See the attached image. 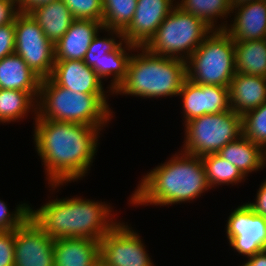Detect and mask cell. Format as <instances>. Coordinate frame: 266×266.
I'll return each instance as SVG.
<instances>
[{
	"label": "cell",
	"mask_w": 266,
	"mask_h": 266,
	"mask_svg": "<svg viewBox=\"0 0 266 266\" xmlns=\"http://www.w3.org/2000/svg\"><path fill=\"white\" fill-rule=\"evenodd\" d=\"M35 125V146L48 184L57 188L88 173L102 127L44 119H35Z\"/></svg>",
	"instance_id": "1"
},
{
	"label": "cell",
	"mask_w": 266,
	"mask_h": 266,
	"mask_svg": "<svg viewBox=\"0 0 266 266\" xmlns=\"http://www.w3.org/2000/svg\"><path fill=\"white\" fill-rule=\"evenodd\" d=\"M148 173L132 195L131 204L172 205L193 200L211 189L201 157L182 151Z\"/></svg>",
	"instance_id": "2"
},
{
	"label": "cell",
	"mask_w": 266,
	"mask_h": 266,
	"mask_svg": "<svg viewBox=\"0 0 266 266\" xmlns=\"http://www.w3.org/2000/svg\"><path fill=\"white\" fill-rule=\"evenodd\" d=\"M110 213L109 205L80 197L48 201L37 210L30 208V217L54 240L75 237L100 242L118 223Z\"/></svg>",
	"instance_id": "3"
},
{
	"label": "cell",
	"mask_w": 266,
	"mask_h": 266,
	"mask_svg": "<svg viewBox=\"0 0 266 266\" xmlns=\"http://www.w3.org/2000/svg\"><path fill=\"white\" fill-rule=\"evenodd\" d=\"M142 53L130 56L126 77L113 92L139 97L178 96L186 79V61L158 56L140 47Z\"/></svg>",
	"instance_id": "4"
},
{
	"label": "cell",
	"mask_w": 266,
	"mask_h": 266,
	"mask_svg": "<svg viewBox=\"0 0 266 266\" xmlns=\"http://www.w3.org/2000/svg\"><path fill=\"white\" fill-rule=\"evenodd\" d=\"M105 96L72 92L58 86L50 77L42 79L35 119L104 127L112 116Z\"/></svg>",
	"instance_id": "5"
},
{
	"label": "cell",
	"mask_w": 266,
	"mask_h": 266,
	"mask_svg": "<svg viewBox=\"0 0 266 266\" xmlns=\"http://www.w3.org/2000/svg\"><path fill=\"white\" fill-rule=\"evenodd\" d=\"M235 73V43L224 29H213L186 60V78L196 84L228 87Z\"/></svg>",
	"instance_id": "6"
},
{
	"label": "cell",
	"mask_w": 266,
	"mask_h": 266,
	"mask_svg": "<svg viewBox=\"0 0 266 266\" xmlns=\"http://www.w3.org/2000/svg\"><path fill=\"white\" fill-rule=\"evenodd\" d=\"M212 31L204 20L176 5L144 47L152 54L186 61Z\"/></svg>",
	"instance_id": "7"
},
{
	"label": "cell",
	"mask_w": 266,
	"mask_h": 266,
	"mask_svg": "<svg viewBox=\"0 0 266 266\" xmlns=\"http://www.w3.org/2000/svg\"><path fill=\"white\" fill-rule=\"evenodd\" d=\"M185 131L182 151L203 157L217 153L243 134L242 116L232 109L218 114H205L186 122Z\"/></svg>",
	"instance_id": "8"
},
{
	"label": "cell",
	"mask_w": 266,
	"mask_h": 266,
	"mask_svg": "<svg viewBox=\"0 0 266 266\" xmlns=\"http://www.w3.org/2000/svg\"><path fill=\"white\" fill-rule=\"evenodd\" d=\"M15 54L22 57L41 79L49 78L55 64L54 44L30 13L20 12L15 21Z\"/></svg>",
	"instance_id": "9"
},
{
	"label": "cell",
	"mask_w": 266,
	"mask_h": 266,
	"mask_svg": "<svg viewBox=\"0 0 266 266\" xmlns=\"http://www.w3.org/2000/svg\"><path fill=\"white\" fill-rule=\"evenodd\" d=\"M123 42L125 46H123ZM127 48V49H126ZM140 50V47L127 43L124 39H120L119 42L115 41V37L112 38H99L98 33L92 39L88 51L84 56V63L92 68L103 80L112 74L113 80H111V89L109 91L114 92L116 88L122 83L126 77L128 62L130 59L129 52L126 50Z\"/></svg>",
	"instance_id": "10"
},
{
	"label": "cell",
	"mask_w": 266,
	"mask_h": 266,
	"mask_svg": "<svg viewBox=\"0 0 266 266\" xmlns=\"http://www.w3.org/2000/svg\"><path fill=\"white\" fill-rule=\"evenodd\" d=\"M100 260L106 266H153L140 236L128 225L117 223L100 240Z\"/></svg>",
	"instance_id": "11"
},
{
	"label": "cell",
	"mask_w": 266,
	"mask_h": 266,
	"mask_svg": "<svg viewBox=\"0 0 266 266\" xmlns=\"http://www.w3.org/2000/svg\"><path fill=\"white\" fill-rule=\"evenodd\" d=\"M226 234L230 246L248 258L266 249V218L247 205L238 206L229 215Z\"/></svg>",
	"instance_id": "12"
},
{
	"label": "cell",
	"mask_w": 266,
	"mask_h": 266,
	"mask_svg": "<svg viewBox=\"0 0 266 266\" xmlns=\"http://www.w3.org/2000/svg\"><path fill=\"white\" fill-rule=\"evenodd\" d=\"M14 266H54V239L29 217L15 229Z\"/></svg>",
	"instance_id": "13"
},
{
	"label": "cell",
	"mask_w": 266,
	"mask_h": 266,
	"mask_svg": "<svg viewBox=\"0 0 266 266\" xmlns=\"http://www.w3.org/2000/svg\"><path fill=\"white\" fill-rule=\"evenodd\" d=\"M178 95L183 97L185 123L205 114L231 110L228 87L200 85L186 78Z\"/></svg>",
	"instance_id": "14"
},
{
	"label": "cell",
	"mask_w": 266,
	"mask_h": 266,
	"mask_svg": "<svg viewBox=\"0 0 266 266\" xmlns=\"http://www.w3.org/2000/svg\"><path fill=\"white\" fill-rule=\"evenodd\" d=\"M173 1L137 0L133 19L122 32L124 41L137 47H144L176 6Z\"/></svg>",
	"instance_id": "15"
},
{
	"label": "cell",
	"mask_w": 266,
	"mask_h": 266,
	"mask_svg": "<svg viewBox=\"0 0 266 266\" xmlns=\"http://www.w3.org/2000/svg\"><path fill=\"white\" fill-rule=\"evenodd\" d=\"M50 78L72 92L104 94L102 80L83 60H55Z\"/></svg>",
	"instance_id": "16"
},
{
	"label": "cell",
	"mask_w": 266,
	"mask_h": 266,
	"mask_svg": "<svg viewBox=\"0 0 266 266\" xmlns=\"http://www.w3.org/2000/svg\"><path fill=\"white\" fill-rule=\"evenodd\" d=\"M238 8V9H237ZM233 24L219 25L234 41L260 40L266 38V0L246 3L235 8Z\"/></svg>",
	"instance_id": "17"
},
{
	"label": "cell",
	"mask_w": 266,
	"mask_h": 266,
	"mask_svg": "<svg viewBox=\"0 0 266 266\" xmlns=\"http://www.w3.org/2000/svg\"><path fill=\"white\" fill-rule=\"evenodd\" d=\"M99 30H104L102 22L74 19L68 31L54 44L55 60H83Z\"/></svg>",
	"instance_id": "18"
},
{
	"label": "cell",
	"mask_w": 266,
	"mask_h": 266,
	"mask_svg": "<svg viewBox=\"0 0 266 266\" xmlns=\"http://www.w3.org/2000/svg\"><path fill=\"white\" fill-rule=\"evenodd\" d=\"M228 89L231 109L241 116L266 102V77L235 73Z\"/></svg>",
	"instance_id": "19"
},
{
	"label": "cell",
	"mask_w": 266,
	"mask_h": 266,
	"mask_svg": "<svg viewBox=\"0 0 266 266\" xmlns=\"http://www.w3.org/2000/svg\"><path fill=\"white\" fill-rule=\"evenodd\" d=\"M54 266H94L100 260V243L87 238L54 240Z\"/></svg>",
	"instance_id": "20"
},
{
	"label": "cell",
	"mask_w": 266,
	"mask_h": 266,
	"mask_svg": "<svg viewBox=\"0 0 266 266\" xmlns=\"http://www.w3.org/2000/svg\"><path fill=\"white\" fill-rule=\"evenodd\" d=\"M243 134L235 141L227 143L217 154L236 166L246 177L248 173L263 169L266 151Z\"/></svg>",
	"instance_id": "21"
},
{
	"label": "cell",
	"mask_w": 266,
	"mask_h": 266,
	"mask_svg": "<svg viewBox=\"0 0 266 266\" xmlns=\"http://www.w3.org/2000/svg\"><path fill=\"white\" fill-rule=\"evenodd\" d=\"M41 80L22 57L15 53L0 60L1 89L39 93Z\"/></svg>",
	"instance_id": "22"
},
{
	"label": "cell",
	"mask_w": 266,
	"mask_h": 266,
	"mask_svg": "<svg viewBox=\"0 0 266 266\" xmlns=\"http://www.w3.org/2000/svg\"><path fill=\"white\" fill-rule=\"evenodd\" d=\"M30 15L53 44L62 38L74 21L71 11L62 0L36 7Z\"/></svg>",
	"instance_id": "23"
},
{
	"label": "cell",
	"mask_w": 266,
	"mask_h": 266,
	"mask_svg": "<svg viewBox=\"0 0 266 266\" xmlns=\"http://www.w3.org/2000/svg\"><path fill=\"white\" fill-rule=\"evenodd\" d=\"M234 43L236 73L266 77V38Z\"/></svg>",
	"instance_id": "24"
},
{
	"label": "cell",
	"mask_w": 266,
	"mask_h": 266,
	"mask_svg": "<svg viewBox=\"0 0 266 266\" xmlns=\"http://www.w3.org/2000/svg\"><path fill=\"white\" fill-rule=\"evenodd\" d=\"M102 5L104 30L110 34L115 33L119 39H123L122 32L133 19L137 0H102Z\"/></svg>",
	"instance_id": "25"
},
{
	"label": "cell",
	"mask_w": 266,
	"mask_h": 266,
	"mask_svg": "<svg viewBox=\"0 0 266 266\" xmlns=\"http://www.w3.org/2000/svg\"><path fill=\"white\" fill-rule=\"evenodd\" d=\"M38 95L39 93L0 88V122L10 123L20 120L32 108L37 111V106L35 108L33 106L37 105Z\"/></svg>",
	"instance_id": "26"
},
{
	"label": "cell",
	"mask_w": 266,
	"mask_h": 266,
	"mask_svg": "<svg viewBox=\"0 0 266 266\" xmlns=\"http://www.w3.org/2000/svg\"><path fill=\"white\" fill-rule=\"evenodd\" d=\"M201 159L210 188L217 186V184H237L245 178L236 166L220 157L217 153L205 155Z\"/></svg>",
	"instance_id": "27"
},
{
	"label": "cell",
	"mask_w": 266,
	"mask_h": 266,
	"mask_svg": "<svg viewBox=\"0 0 266 266\" xmlns=\"http://www.w3.org/2000/svg\"><path fill=\"white\" fill-rule=\"evenodd\" d=\"M177 6L185 12L201 18L213 29H217L214 22L218 17L220 19L227 17L232 12L229 0H182L180 3L177 2Z\"/></svg>",
	"instance_id": "28"
},
{
	"label": "cell",
	"mask_w": 266,
	"mask_h": 266,
	"mask_svg": "<svg viewBox=\"0 0 266 266\" xmlns=\"http://www.w3.org/2000/svg\"><path fill=\"white\" fill-rule=\"evenodd\" d=\"M243 135L266 151V102L242 116Z\"/></svg>",
	"instance_id": "29"
},
{
	"label": "cell",
	"mask_w": 266,
	"mask_h": 266,
	"mask_svg": "<svg viewBox=\"0 0 266 266\" xmlns=\"http://www.w3.org/2000/svg\"><path fill=\"white\" fill-rule=\"evenodd\" d=\"M72 13L74 19H90L102 22V0H62Z\"/></svg>",
	"instance_id": "30"
},
{
	"label": "cell",
	"mask_w": 266,
	"mask_h": 266,
	"mask_svg": "<svg viewBox=\"0 0 266 266\" xmlns=\"http://www.w3.org/2000/svg\"><path fill=\"white\" fill-rule=\"evenodd\" d=\"M8 206L0 200V231H11L20 227L30 217L29 204H19L14 213L8 211Z\"/></svg>",
	"instance_id": "31"
},
{
	"label": "cell",
	"mask_w": 266,
	"mask_h": 266,
	"mask_svg": "<svg viewBox=\"0 0 266 266\" xmlns=\"http://www.w3.org/2000/svg\"><path fill=\"white\" fill-rule=\"evenodd\" d=\"M15 230L0 231V266H14Z\"/></svg>",
	"instance_id": "32"
},
{
	"label": "cell",
	"mask_w": 266,
	"mask_h": 266,
	"mask_svg": "<svg viewBox=\"0 0 266 266\" xmlns=\"http://www.w3.org/2000/svg\"><path fill=\"white\" fill-rule=\"evenodd\" d=\"M15 52L14 22L0 26V60Z\"/></svg>",
	"instance_id": "33"
},
{
	"label": "cell",
	"mask_w": 266,
	"mask_h": 266,
	"mask_svg": "<svg viewBox=\"0 0 266 266\" xmlns=\"http://www.w3.org/2000/svg\"><path fill=\"white\" fill-rule=\"evenodd\" d=\"M16 0H0V26L13 23L20 13ZM17 6V7H16ZM16 7V8H15Z\"/></svg>",
	"instance_id": "34"
},
{
	"label": "cell",
	"mask_w": 266,
	"mask_h": 266,
	"mask_svg": "<svg viewBox=\"0 0 266 266\" xmlns=\"http://www.w3.org/2000/svg\"><path fill=\"white\" fill-rule=\"evenodd\" d=\"M256 194V202L246 203L254 213L266 218V179L261 183Z\"/></svg>",
	"instance_id": "35"
},
{
	"label": "cell",
	"mask_w": 266,
	"mask_h": 266,
	"mask_svg": "<svg viewBox=\"0 0 266 266\" xmlns=\"http://www.w3.org/2000/svg\"><path fill=\"white\" fill-rule=\"evenodd\" d=\"M19 11L22 13H30L36 7L44 4H49L59 0H16Z\"/></svg>",
	"instance_id": "36"
},
{
	"label": "cell",
	"mask_w": 266,
	"mask_h": 266,
	"mask_svg": "<svg viewBox=\"0 0 266 266\" xmlns=\"http://www.w3.org/2000/svg\"><path fill=\"white\" fill-rule=\"evenodd\" d=\"M242 266H266V249L249 257L248 261Z\"/></svg>",
	"instance_id": "37"
},
{
	"label": "cell",
	"mask_w": 266,
	"mask_h": 266,
	"mask_svg": "<svg viewBox=\"0 0 266 266\" xmlns=\"http://www.w3.org/2000/svg\"><path fill=\"white\" fill-rule=\"evenodd\" d=\"M94 266H106L101 260H99Z\"/></svg>",
	"instance_id": "38"
}]
</instances>
